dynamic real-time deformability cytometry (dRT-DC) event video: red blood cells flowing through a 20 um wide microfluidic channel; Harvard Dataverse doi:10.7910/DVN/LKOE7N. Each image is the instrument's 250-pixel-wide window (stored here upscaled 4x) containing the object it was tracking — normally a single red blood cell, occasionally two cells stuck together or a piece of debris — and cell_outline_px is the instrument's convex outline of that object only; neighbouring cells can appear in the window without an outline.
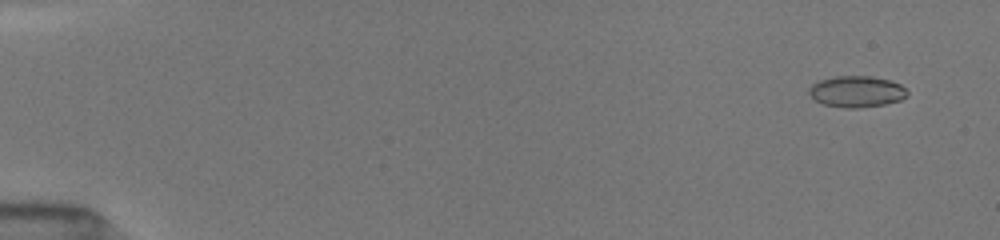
{"species": "common noctule bat (a hibernating species)", "species_latin": "Nyctalus noctula", "temperature_condition": "room temperature", "stored_images_in_passage": 51, "camera_frame_rate_fps": 3000, "um_per_image_px": 0.085, "animal": {"sex": "female", "body_mass_g": 19.5, "forearm_length_mm": 54.1}, "frame": {"image": 1, "passage_image": 4, "time_ms": 1.0, "image_size_px": [1000, 240], "cell_outline_px": [[908, 96], [900, 100], [884, 104], [856, 108], [848, 108], [824, 104], [816, 100], [808, 92], [808, 88], [812, 84], [820, 80], [832, 76], [872, 76], [888, 80], [900, 84], [908, 92]], "centroid_in_image_um": [72.81, 7.77], "position_along_channel_um": 12.2, "area_um2": 17.8}}
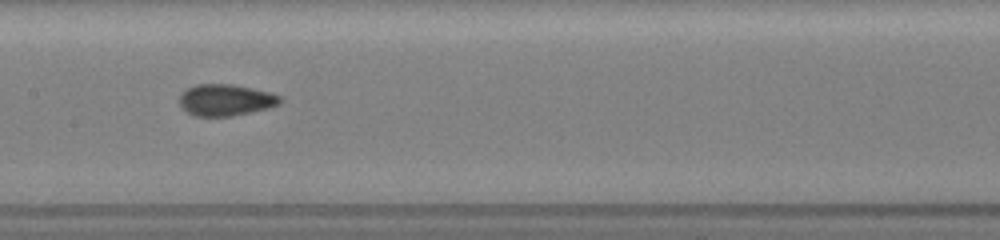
{"frame": {"image": 2, "passage_image": 28, "time_ms": 9.0, "image_size_px": [1000, 240], "cell_outline_px": [[280, 104], [268, 108], [232, 116], [196, 116], [188, 112], [180, 104], [180, 92], [196, 84], [232, 84], [268, 92], [280, 96]], "centroid_in_image_um": [19.16, 8.5], "position_along_channel_um": 188.2, "area_um2": 18.26}}
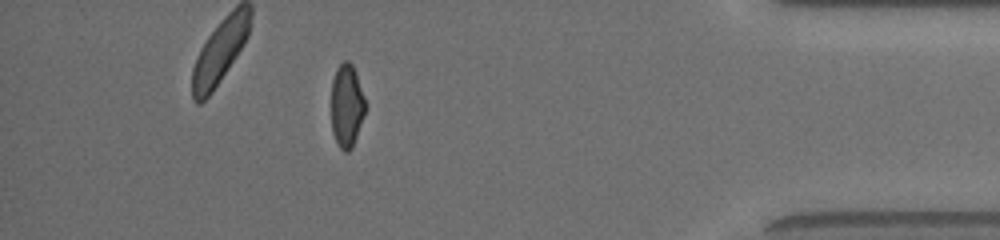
{"frame": {"image": 3, "passage_image": 47, "time_ms": 15.333, "image_size_px": [1000, 240], "cell_outline_px": [[364, 116], [352, 148], [348, 152], [344, 152], [336, 144], [332, 132], [332, 80], [336, 68], [344, 60], [348, 60], [352, 64], [364, 96]], "centroid_in_image_um": [29.45, 9.01], "position_along_channel_um": 405.7, "area_um2": 16.42}}